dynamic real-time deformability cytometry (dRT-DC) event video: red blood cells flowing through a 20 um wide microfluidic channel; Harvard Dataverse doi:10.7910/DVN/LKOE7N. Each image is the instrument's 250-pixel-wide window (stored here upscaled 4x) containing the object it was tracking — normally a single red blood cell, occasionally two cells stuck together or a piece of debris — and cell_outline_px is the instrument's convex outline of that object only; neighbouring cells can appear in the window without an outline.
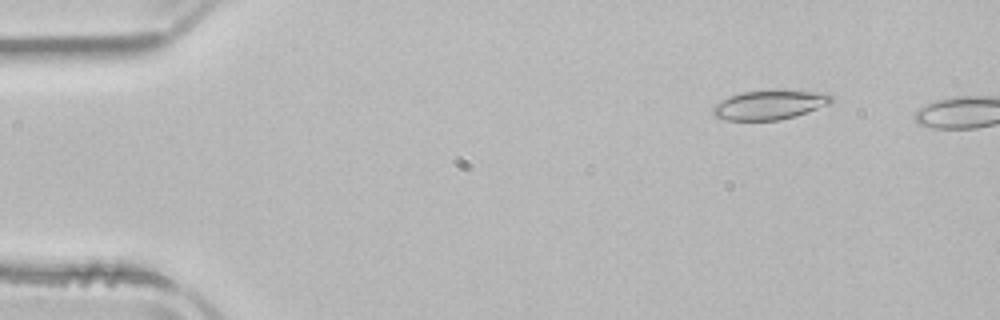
{"species": "common noctule bat (a hibernating species)", "species_latin": "Nyctalus noctula", "temperature_condition": "room temperature", "stored_images_in_passage": 9, "camera_frame_rate_fps": 3000, "um_per_image_px": 0.085, "animal": {"sex": "male", "body_mass_g": 21.5, "forearm_length_mm": 52.0}, "frame": {"image": 1, "passage_image": 6, "time_ms": 1.667, "image_size_px": [1000, 320], "cell_outline_px": [[832, 104], [796, 116], [780, 120], [728, 120], [712, 116], [712, 108], [716, 104], [728, 96], [740, 92], [776, 88], [824, 92], [832, 96]], "centroid_in_image_um": [65.45, 8.88], "position_along_channel_um": 19.5, "area_um2": 21.04}}